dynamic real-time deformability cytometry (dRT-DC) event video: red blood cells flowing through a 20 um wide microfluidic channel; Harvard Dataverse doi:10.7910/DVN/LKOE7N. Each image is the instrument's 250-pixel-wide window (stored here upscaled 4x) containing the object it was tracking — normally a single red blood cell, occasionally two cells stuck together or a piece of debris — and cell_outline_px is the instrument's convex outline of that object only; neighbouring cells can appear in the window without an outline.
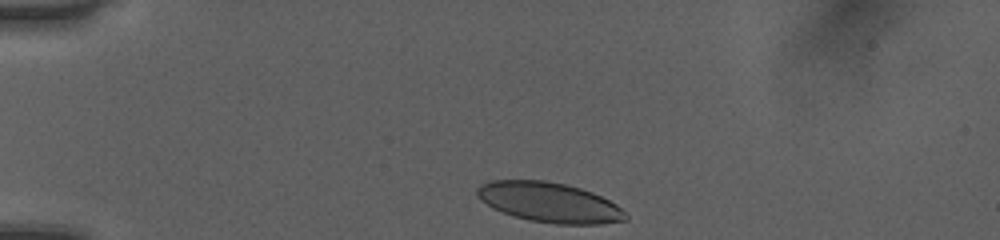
{"species": "human", "species_latin": "Homo sapiens", "temperature_condition": "room temperature", "stored_images_in_passage": 34, "camera_frame_rate_fps": 3000, "um_per_image_px": 0.085, "donor": {"sex": "female"}, "frame": {"image": 1, "passage_image": 1, "time_ms": 0.0, "image_size_px": [1000, 240], "cell_outline_px": [[628, 220], [600, 224], [556, 224], [528, 220], [492, 208], [480, 200], [476, 196], [476, 188], [480, 184], [488, 180], [544, 180], [564, 184], [580, 188], [592, 192], [616, 204], [628, 216]], "centroid_in_image_um": [46.66, 17.19], "position_along_channel_um": 38.3, "area_um2": 34.56}}
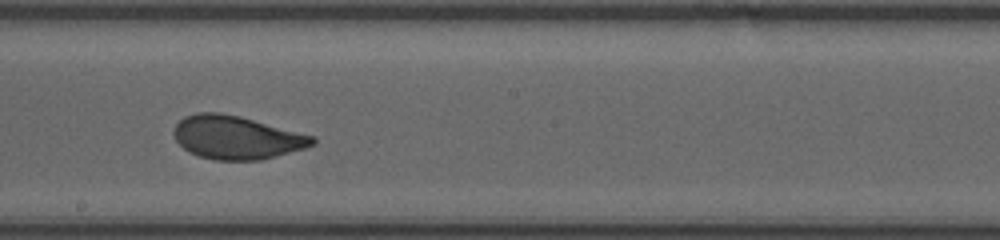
{"frame": {"image": 2, "passage_image": 19, "time_ms": 6.0, "image_size_px": [1000, 240], "cell_outline_px": [[316, 144], [304, 148], [276, 156], [260, 160], [212, 160], [188, 152], [176, 140], [172, 132], [176, 124], [184, 116], [196, 112], [220, 112], [240, 116], [312, 136], [316, 140]], "centroid_in_image_um": [20.06, 11.68], "position_along_channel_um": 228.1, "area_um2": 34.85}}
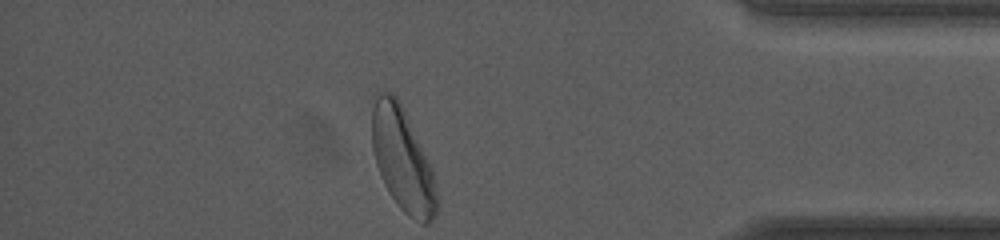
{"frame": {"image": 3, "passage_image": 34, "time_ms": 11.0, "image_size_px": [1000, 240], "cell_outline_px": [[440, 204], [436, 216], [428, 224], [424, 224], [408, 216], [396, 204], [388, 192], [384, 184], [376, 164], [372, 148], [372, 96], [376, 92], [392, 92], [396, 96], [404, 112], [432, 172], [440, 200]], "centroid_in_image_um": [34.2, 13.62], "position_along_channel_um": 401.0, "area_um2": 38.78}, "authors_computed_cell_mechanics": {"area_um2": 35.1424, "velocity_mm_per_s": 4.0284, "shape_relaxation_time_tau1_ms": 4.4866, "shape_relaxation_time_tau2_ms": 0.6768, "deformation_change_tau1": 0.1434, "deformation_change_tau2": 0.0666}}